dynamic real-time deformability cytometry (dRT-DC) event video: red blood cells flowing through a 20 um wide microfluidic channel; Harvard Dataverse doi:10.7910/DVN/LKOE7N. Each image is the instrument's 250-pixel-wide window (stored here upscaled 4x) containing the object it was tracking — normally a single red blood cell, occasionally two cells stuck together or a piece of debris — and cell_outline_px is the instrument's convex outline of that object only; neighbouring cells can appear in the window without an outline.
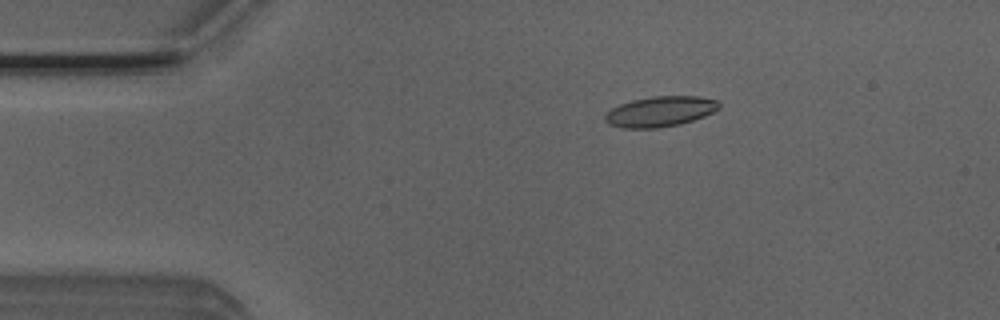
{"species": "Egyptian fruit bat (a non-hibernating species)", "species_latin": "Rousettus aegyptiacus", "temperature_condition": "room temperature", "stored_images_in_passage": 44, "camera_frame_rate_fps": 3000, "um_per_image_px": 0.085, "animal": {"sex": "male"}, "frame": {"image": 1, "passage_image": 1, "time_ms": 0.0, "image_size_px": [1000, 320], "cell_outline_px": [[720, 108], [704, 116], [680, 124], [660, 128], [620, 128], [608, 124], [604, 120], [604, 112], [620, 104], [632, 100], [652, 96], [700, 96], [716, 100], [720, 104]], "centroid_in_image_um": [56.07, 9.48], "position_along_channel_um": 28.9, "area_um2": 20.35}}
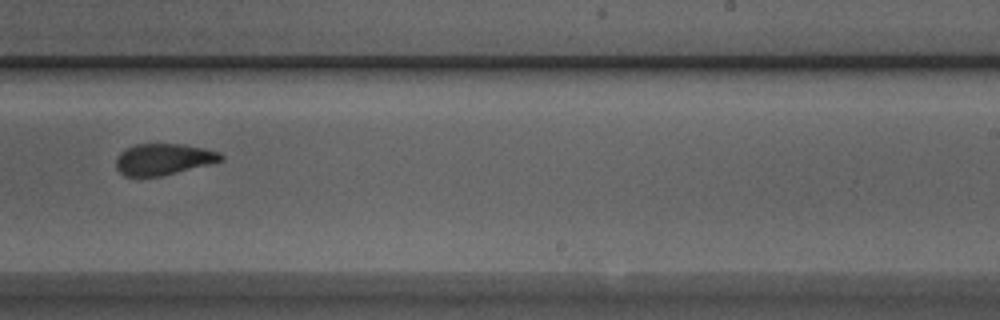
{"frame": {"image": 2, "passage_image": 24, "time_ms": 7.667, "image_size_px": [1000, 320], "cell_outline_px": [[224, 160], [160, 176], [124, 176], [116, 168], [116, 160], [120, 152], [124, 148], [136, 144], [184, 144], [204, 148], [220, 152], [224, 156]], "centroid_in_image_um": [13.88, 13.52], "position_along_channel_um": 275.1, "area_um2": 19.07}}
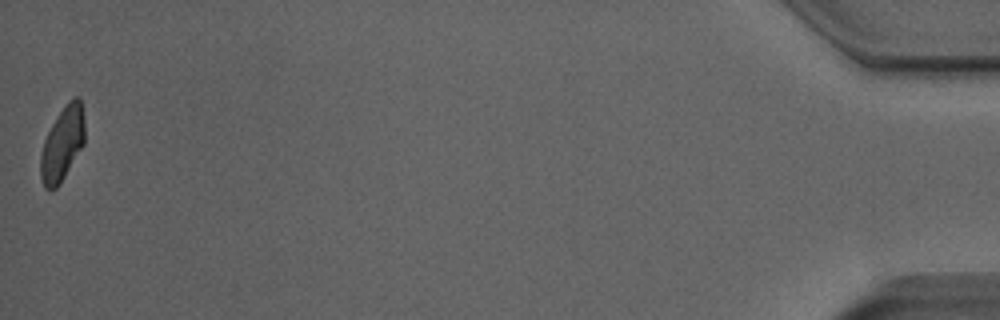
{"frame": {"image": 3, "passage_image": 44, "time_ms": 14.333, "image_size_px": [1000, 320], "cell_outline_px": [[84, 144], [60, 184], [52, 192], [44, 188], [40, 176], [40, 156], [44, 140], [56, 116], [68, 100], [72, 96], [80, 96], [84, 116]], "centroid_in_image_um": [5.3, 12.22], "position_along_channel_um": 429.9, "area_um2": 19.36}, "authors_computed_cell_mechanics": {"area_um2": 19.9988, "velocity_mm_per_s": 3.8808, "shape_relaxation_time_tau1_ms": 3.6308, "shape_relaxation_time_tau2_ms": 1.3548, "deformation_change_tau1": 0.1545, "deformation_change_tau2": 0.0835}}